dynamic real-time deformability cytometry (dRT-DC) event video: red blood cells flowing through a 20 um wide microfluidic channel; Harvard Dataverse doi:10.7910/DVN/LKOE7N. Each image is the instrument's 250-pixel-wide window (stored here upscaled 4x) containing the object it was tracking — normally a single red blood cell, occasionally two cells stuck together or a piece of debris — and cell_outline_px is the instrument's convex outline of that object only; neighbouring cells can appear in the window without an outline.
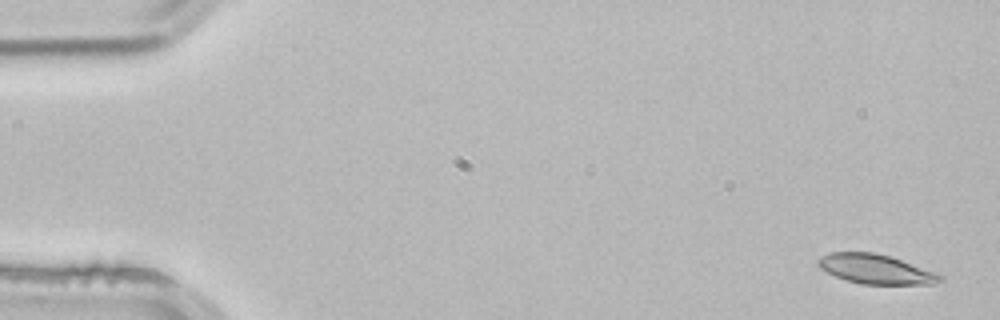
{"species": "common noctule bat (a hibernating species)", "species_latin": "Nyctalus noctula", "temperature_condition": "room temperature", "stored_images_in_passage": 4, "camera_frame_rate_fps": 3000, "um_per_image_px": 0.085, "animal": {"sex": "male", "body_mass_g": 21.5, "forearm_length_mm": 52.0}, "frame": {"image": 1, "passage_image": 1, "time_ms": 0.0, "image_size_px": [1000, 320], "cell_outline_px": [[944, 280], [932, 284], [860, 284], [836, 276], [820, 268], [816, 264], [816, 260], [820, 256], [832, 252], [876, 252], [940, 272], [944, 276]], "centroid_in_image_um": [74.49, 22.87], "position_along_channel_um": 10.5, "area_um2": 21.21}}
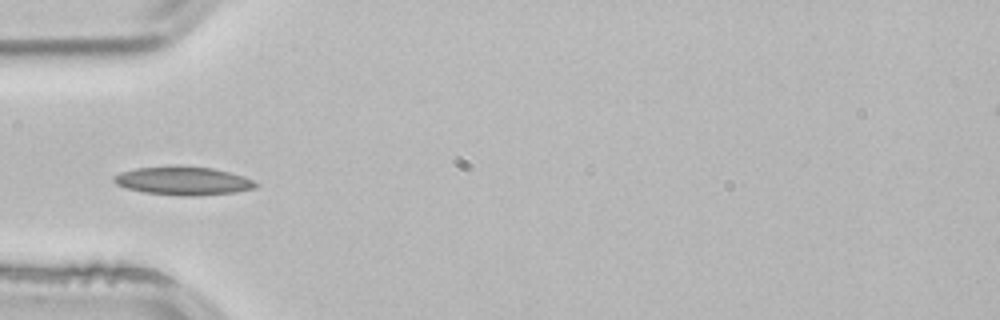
{"frame": {"image": 2, "passage_image": 4, "time_ms": 1.0, "image_size_px": [1000, 320], "cell_outline_px": [[260, 184], [256, 188], [236, 192], [196, 196], [180, 196], [144, 192], [128, 188], [116, 184], [112, 180], [112, 176], [120, 172], [136, 168], [172, 164], [180, 164], [212, 168], [244, 176]], "centroid_in_image_um": [15.56, 15.35], "position_along_channel_um": 69.4, "area_um2": 24.04}}